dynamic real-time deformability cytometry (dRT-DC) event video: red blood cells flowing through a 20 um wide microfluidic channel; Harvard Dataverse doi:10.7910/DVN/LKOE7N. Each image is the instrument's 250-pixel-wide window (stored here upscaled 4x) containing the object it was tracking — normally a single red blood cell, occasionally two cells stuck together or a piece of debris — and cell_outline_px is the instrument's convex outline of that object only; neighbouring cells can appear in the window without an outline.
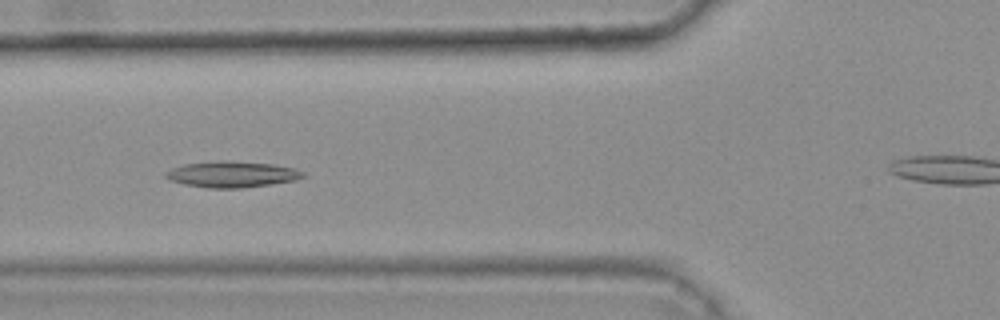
{"species": "common noctule bat (a hibernating species)", "species_latin": "Nyctalus noctula", "temperature_condition": "warm", "stored_images_in_passage": 15, "camera_frame_rate_fps": 3000, "um_per_image_px": 0.085, "animal": {"sex": "female", "body_mass_g": 25.1}, "frame": {"image": 1, "passage_image": 9, "time_ms": 2.667, "image_size_px": [1000, 320], "cell_outline_px": [[304, 176], [296, 180], [240, 188], [208, 188], [184, 184], [168, 180], [164, 176], [164, 172], [172, 168], [184, 164], [220, 160], [228, 160], [272, 164], [296, 168], [304, 172]], "centroid_in_image_um": [19.68, 14.81], "position_along_channel_um": 106.1, "area_um2": 20.92}}